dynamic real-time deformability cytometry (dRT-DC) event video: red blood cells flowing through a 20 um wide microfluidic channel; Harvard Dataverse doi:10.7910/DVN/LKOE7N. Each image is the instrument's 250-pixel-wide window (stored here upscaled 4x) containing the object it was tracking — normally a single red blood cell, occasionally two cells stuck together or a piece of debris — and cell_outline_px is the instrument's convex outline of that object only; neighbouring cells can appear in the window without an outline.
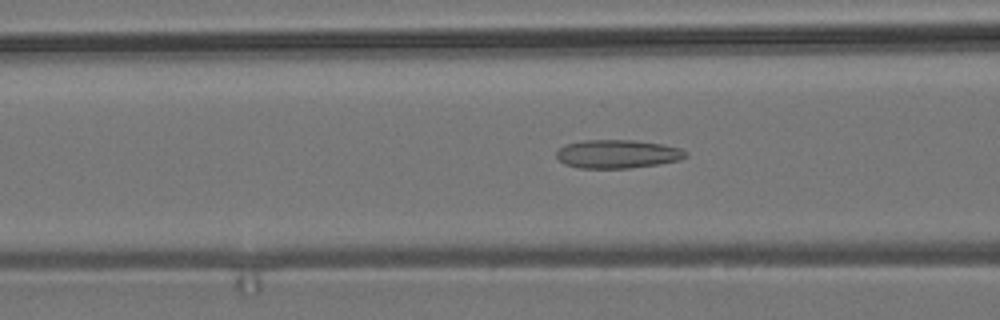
{"species": "common noctule bat (a hibernating species)", "species_latin": "Nyctalus noctula", "temperature_condition": "room temperature", "stored_images_in_passage": 39, "camera_frame_rate_fps": 3000, "um_per_image_px": 0.085, "animal": {"sex": "male", "body_mass_g": 19.2, "forearm_length_mm": 51.8}, "frame": {"image": 1, "passage_image": 6, "time_ms": 1.667, "image_size_px": [1000, 320], "cell_outline_px": [[688, 156], [680, 160], [660, 164], [628, 168], [580, 168], [564, 164], [556, 156], [556, 152], [564, 144], [584, 140], [636, 140], [660, 144], [680, 148], [688, 152]], "centroid_in_image_um": [52.49, 13.09], "position_along_channel_um": 114.1, "area_um2": 21.56}}
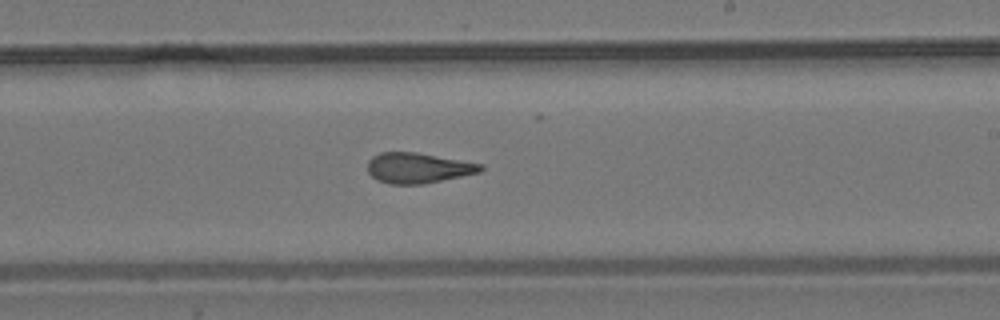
{"frame": {"image": 2, "passage_image": 17, "time_ms": 5.333, "image_size_px": [1000, 320], "cell_outline_px": [[484, 168], [480, 172], [424, 184], [388, 184], [376, 180], [368, 172], [368, 160], [372, 156], [380, 152], [416, 152], [484, 164]], "centroid_in_image_um": [35.52, 14.27], "position_along_channel_um": 253.5, "area_um2": 20.11}}
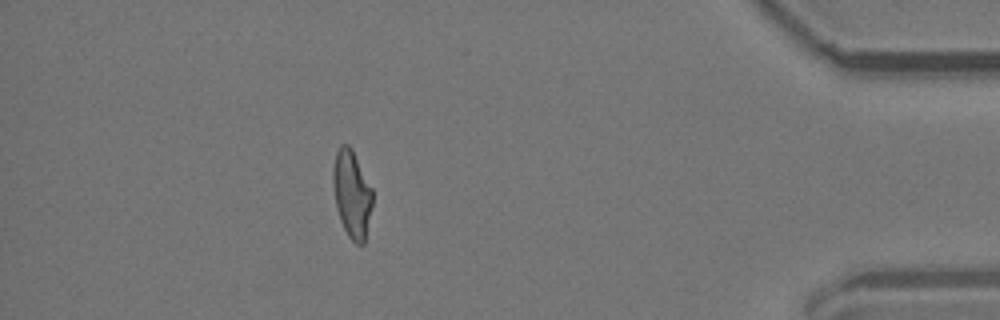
{"frame": {"image": 3, "passage_image": 33, "time_ms": 10.667, "image_size_px": [1000, 320], "cell_outline_px": [[372, 204], [364, 244], [356, 244], [348, 236], [340, 220], [336, 208], [332, 180], [332, 172], [336, 152], [340, 144], [348, 144], [352, 148], [372, 188]], "centroid_in_image_um": [29.89, 16.47], "position_along_channel_um": 405.3, "area_um2": 20.11}, "authors_computed_cell_mechanics": {"area_um2": 20.2878, "velocity_mm_per_s": 3.8068, "shape_relaxation_time_tau1_ms": null, "shape_relaxation_time_tau2_ms": 1.9489, "deformation_change_tau1": null, "deformation_change_tau2": 0.1054}}